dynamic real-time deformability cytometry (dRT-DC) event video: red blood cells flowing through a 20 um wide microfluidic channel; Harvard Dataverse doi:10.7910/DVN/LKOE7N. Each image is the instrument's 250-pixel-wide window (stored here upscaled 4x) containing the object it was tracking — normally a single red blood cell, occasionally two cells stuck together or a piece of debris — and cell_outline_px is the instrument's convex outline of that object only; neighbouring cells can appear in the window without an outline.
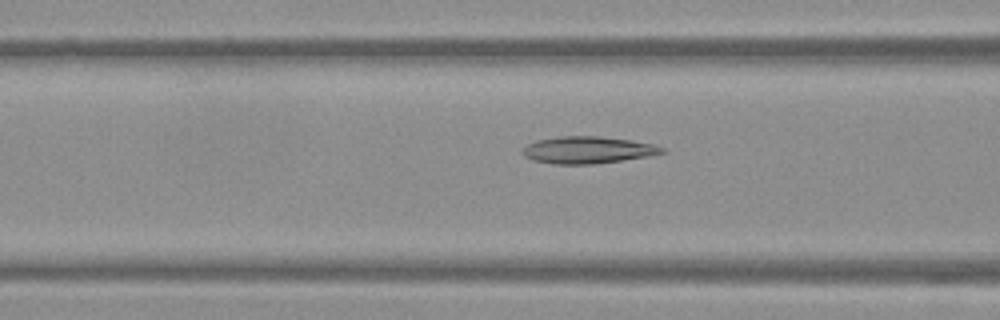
{"species": "Egyptian fruit bat (a non-hibernating species)", "species_latin": "Rousettus aegyptiacus", "temperature_condition": "warm", "stored_images_in_passage": 53, "camera_frame_rate_fps": 3000, "um_per_image_px": 0.085, "frame": {"image": 1, "passage_image": 21, "time_ms": 6.667, "image_size_px": [1000, 320], "cell_outline_px": [[668, 152], [652, 156], [592, 164], [552, 164], [532, 160], [524, 156], [520, 152], [520, 148], [536, 140], [560, 136], [600, 136], [632, 140], [652, 144], [664, 148]], "centroid_in_image_um": [49.94, 12.75], "position_along_channel_um": 116.7, "area_um2": 22.25}}
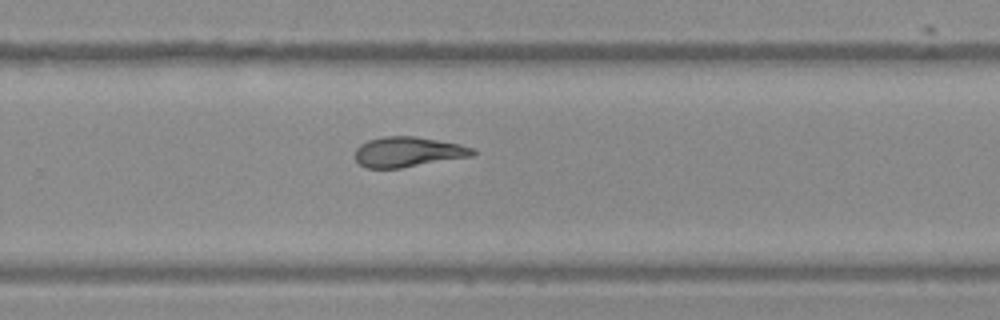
{"frame": {"image": 2, "passage_image": 35, "time_ms": 11.333, "image_size_px": [1000, 320], "cell_outline_px": [[476, 152], [472, 156], [400, 168], [364, 168], [356, 160], [356, 148], [360, 144], [368, 140], [384, 136], [416, 136], [460, 144], [476, 148]], "centroid_in_image_um": [34.69, 12.91], "position_along_channel_um": 295.1, "area_um2": 20.69}}
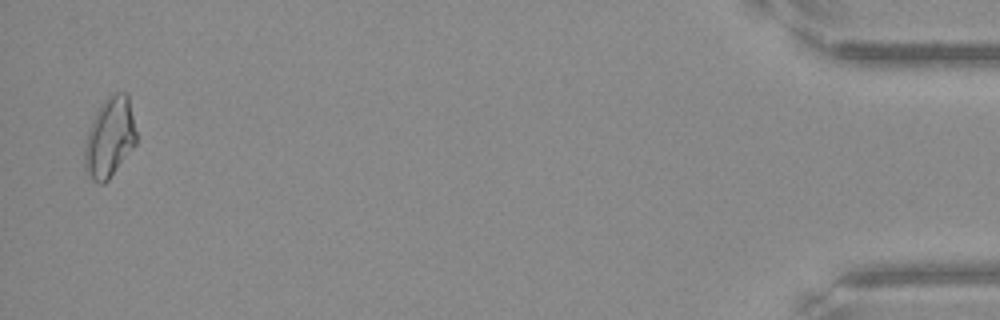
{"frame": {"image": 3, "passage_image": 52, "time_ms": 17.0, "image_size_px": [1000, 320], "cell_outline_px": [[136, 144], [108, 180], [104, 184], [100, 184], [92, 180], [84, 168], [84, 148], [88, 132], [92, 120], [100, 104], [108, 96], [116, 92], [128, 92], [136, 132]], "centroid_in_image_um": [9.32, 11.68], "position_along_channel_um": 425.9, "area_um2": 24.1}, "authors_computed_cell_mechanics": {"area_um2": 21.7328, "velocity_mm_per_s": 3.8242, "shape_relaxation_time_tau1_ms": null, "shape_relaxation_time_tau2_ms": 4.2813, "deformation_change_tau1": null, "deformation_change_tau2": 0.1113}}